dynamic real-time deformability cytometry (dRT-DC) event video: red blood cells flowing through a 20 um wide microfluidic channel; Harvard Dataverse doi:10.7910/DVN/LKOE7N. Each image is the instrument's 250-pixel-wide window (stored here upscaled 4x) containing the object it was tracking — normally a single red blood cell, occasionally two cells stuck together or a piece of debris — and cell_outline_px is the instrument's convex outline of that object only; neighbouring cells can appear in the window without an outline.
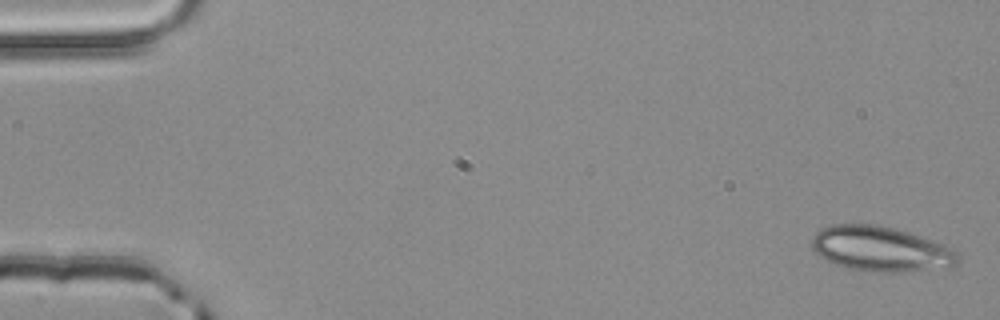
{"species": "common noctule bat (a hibernating species)", "species_latin": "Nyctalus noctula", "temperature_condition": "room temperature", "stored_images_in_passage": 3, "camera_frame_rate_fps": 3000, "um_per_image_px": 0.085, "animal": {"sex": "male", "body_mass_g": 20.4}, "frame": {"image": 1, "passage_image": 1, "time_ms": 0.0, "image_size_px": [1000, 320], "cell_outline_px": [[960, 256], [956, 264], [948, 268], [904, 272], [872, 272], [848, 268], [836, 264], [820, 256], [812, 248], [812, 236], [820, 228], [832, 224], [876, 224], [908, 232], [944, 244], [960, 252]], "centroid_in_image_um": [74.9, 21.17], "position_along_channel_um": 10.1, "area_um2": 38.61}}